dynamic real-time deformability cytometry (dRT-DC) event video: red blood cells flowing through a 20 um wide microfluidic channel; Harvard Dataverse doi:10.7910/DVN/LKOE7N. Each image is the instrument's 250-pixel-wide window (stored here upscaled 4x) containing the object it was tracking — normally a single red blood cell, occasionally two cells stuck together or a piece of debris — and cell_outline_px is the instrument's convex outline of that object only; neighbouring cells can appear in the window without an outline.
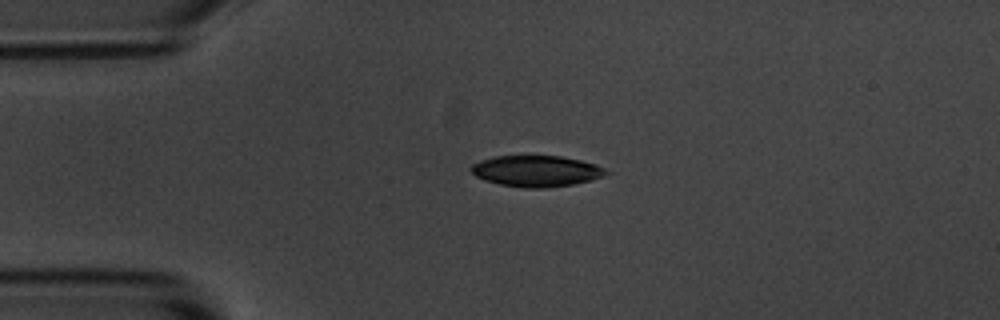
{"species": "common noctule bat (a hibernating species)", "species_latin": "Nyctalus noctula", "temperature_condition": "room temperature", "stored_images_in_passage": 2, "camera_frame_rate_fps": 3000, "um_per_image_px": 0.085, "animal": {"sex": "male", "body_mass_g": 20.1, "forearm_length_mm": 53.5}, "frame": {"image": 1, "passage_image": 1, "time_ms": 0.0, "image_size_px": [1000, 320], "cell_outline_px": [[612, 172], [604, 176], [592, 180], [572, 184], [544, 188], [524, 188], [500, 184], [484, 180], [476, 176], [468, 168], [472, 164], [480, 160], [492, 156], [560, 156], [580, 160], [596, 164]], "centroid_in_image_um": [45.59, 14.54], "position_along_channel_um": 39.4, "area_um2": 24.62}}